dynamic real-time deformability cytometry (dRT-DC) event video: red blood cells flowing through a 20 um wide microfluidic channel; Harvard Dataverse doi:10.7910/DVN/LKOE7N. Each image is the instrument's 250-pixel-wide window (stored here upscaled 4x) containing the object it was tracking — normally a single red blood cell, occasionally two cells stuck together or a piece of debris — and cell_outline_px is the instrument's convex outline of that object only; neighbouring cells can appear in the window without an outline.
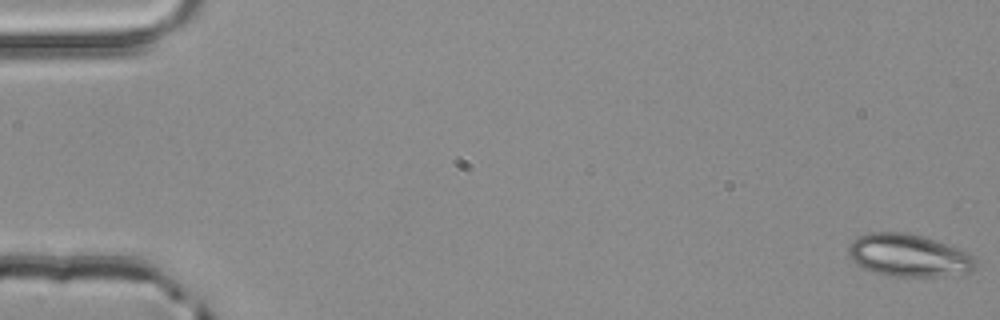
{"species": "common noctule bat (a hibernating species)", "species_latin": "Nyctalus noctula", "temperature_condition": "room temperature", "stored_images_in_passage": 5, "camera_frame_rate_fps": 3000, "um_per_image_px": 0.085, "animal": {"sex": "male", "body_mass_g": 20.4}, "frame": {"image": 1, "passage_image": 1, "time_ms": 0.0, "image_size_px": [1000, 320], "cell_outline_px": [[976, 268], [972, 272], [936, 276], [896, 276], [876, 272], [864, 268], [856, 264], [848, 256], [848, 244], [852, 240], [860, 236], [872, 232], [904, 232], [920, 236], [960, 248], [972, 256], [976, 260]], "centroid_in_image_um": [77.23, 21.7], "position_along_channel_um": 7.8, "area_um2": 31.27}}